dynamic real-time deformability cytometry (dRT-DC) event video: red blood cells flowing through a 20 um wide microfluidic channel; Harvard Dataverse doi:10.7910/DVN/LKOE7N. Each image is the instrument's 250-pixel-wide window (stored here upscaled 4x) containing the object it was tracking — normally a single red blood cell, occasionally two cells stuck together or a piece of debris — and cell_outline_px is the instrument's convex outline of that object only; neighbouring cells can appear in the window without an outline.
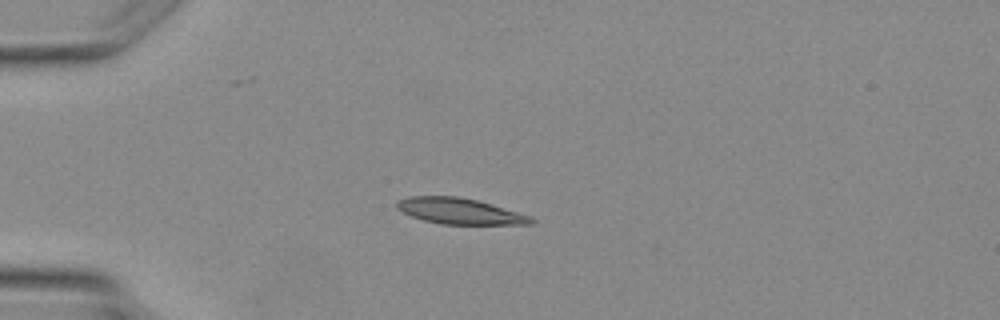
{"species": "Egyptian fruit bat (a non-hibernating species)", "species_latin": "Rousettus aegyptiacus", "temperature_condition": "warm", "stored_images_in_passage": 5, "camera_frame_rate_fps": 3000, "um_per_image_px": 0.085, "animal": {"sex": "female"}, "frame": {"image": 1, "passage_image": 4, "time_ms": 3.667, "image_size_px": [1000, 320], "cell_outline_px": [[536, 220], [532, 224], [440, 224], [424, 220], [412, 216], [396, 208], [396, 204], [400, 200], [412, 196], [460, 196], [492, 204], [532, 216]], "centroid_in_image_um": [39.12, 17.95], "position_along_channel_um": 45.9, "area_um2": 20.17}}